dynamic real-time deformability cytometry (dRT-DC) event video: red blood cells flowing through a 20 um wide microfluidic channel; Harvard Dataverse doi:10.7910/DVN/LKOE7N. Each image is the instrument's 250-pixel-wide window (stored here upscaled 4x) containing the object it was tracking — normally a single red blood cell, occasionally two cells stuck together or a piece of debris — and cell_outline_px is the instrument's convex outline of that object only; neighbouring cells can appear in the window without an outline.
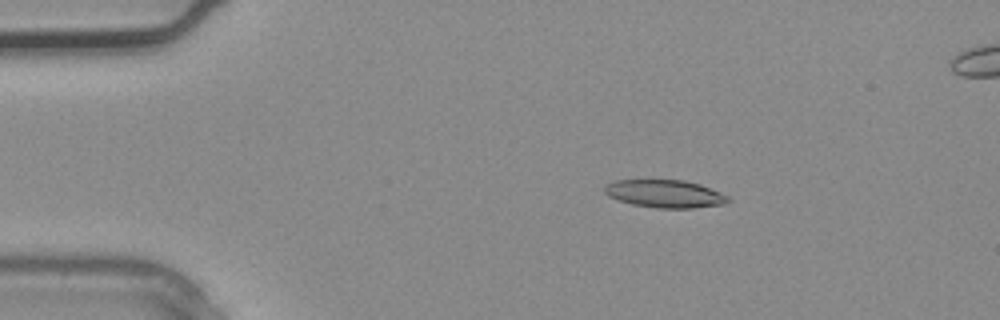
{"species": "common noctule bat (a hibernating species)", "species_latin": "Nyctalus noctula", "temperature_condition": "warm", "stored_images_in_passage": 2, "camera_frame_rate_fps": 3000, "um_per_image_px": 0.085, "animal": {"sex": "male", "body_mass_g": 20.4}, "frame": {"image": 1, "passage_image": 1, "time_ms": 0.0, "image_size_px": [1000, 320], "cell_outline_px": [[732, 200], [724, 204], [692, 208], [656, 208], [632, 204], [608, 196], [604, 192], [604, 188], [608, 184], [616, 180], [684, 180], [700, 184], [720, 192], [728, 196]], "centroid_in_image_um": [56.55, 16.47], "position_along_channel_um": 28.5, "area_um2": 19.94}}